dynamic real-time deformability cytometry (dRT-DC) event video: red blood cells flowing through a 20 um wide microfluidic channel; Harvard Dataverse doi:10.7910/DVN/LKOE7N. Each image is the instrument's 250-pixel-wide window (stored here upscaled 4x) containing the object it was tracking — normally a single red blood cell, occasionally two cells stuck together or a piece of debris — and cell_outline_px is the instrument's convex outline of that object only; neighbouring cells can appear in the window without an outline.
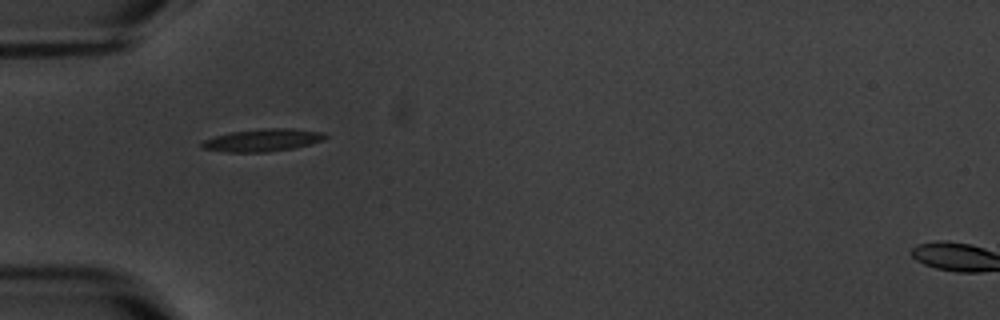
{"species": "common noctule bat (a hibernating species)", "species_latin": "Nyctalus noctula", "temperature_condition": "warm", "stored_images_in_passage": 2, "camera_frame_rate_fps": 3000, "um_per_image_px": 0.085, "animal": {"sex": "male", "body_mass_g": 20.1, "forearm_length_mm": 53.5}, "frame": {"image": 1, "passage_image": 1, "time_ms": 0.0, "image_size_px": [1000, 320], "cell_outline_px": [[328, 136], [324, 140], [312, 144], [292, 148], [264, 152], [228, 152], [204, 148], [200, 144], [204, 140], [212, 136], [232, 132], [264, 128], [292, 128], [324, 132]], "centroid_in_image_um": [22.37, 11.9], "position_along_channel_um": 62.6, "area_um2": 16.18}}